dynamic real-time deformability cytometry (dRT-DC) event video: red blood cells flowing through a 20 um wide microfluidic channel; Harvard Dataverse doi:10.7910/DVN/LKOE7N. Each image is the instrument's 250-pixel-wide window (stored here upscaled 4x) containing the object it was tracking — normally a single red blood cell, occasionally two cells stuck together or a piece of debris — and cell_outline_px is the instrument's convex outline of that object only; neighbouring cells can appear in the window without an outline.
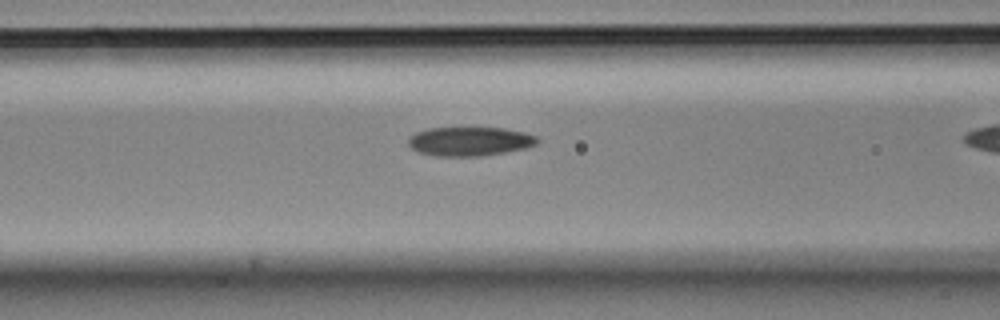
{"species": "Egyptian fruit bat (a non-hibernating species)", "species_latin": "Rousettus aegyptiacus", "temperature_condition": "cold", "stored_images_in_passage": 40, "camera_frame_rate_fps": 3000, "um_per_image_px": 0.085, "animal": {"sex": "male"}, "frame": {"image": 1, "passage_image": 18, "time_ms": 5.667, "image_size_px": [1000, 320], "cell_outline_px": [[540, 140], [536, 144], [524, 148], [504, 152], [480, 156], [436, 156], [420, 152], [412, 148], [408, 144], [408, 140], [416, 132], [428, 128], [504, 128], [524, 132], [536, 136]], "centroid_in_image_um": [39.94, 12.01], "position_along_channel_um": 126.7, "area_um2": 21.62}}
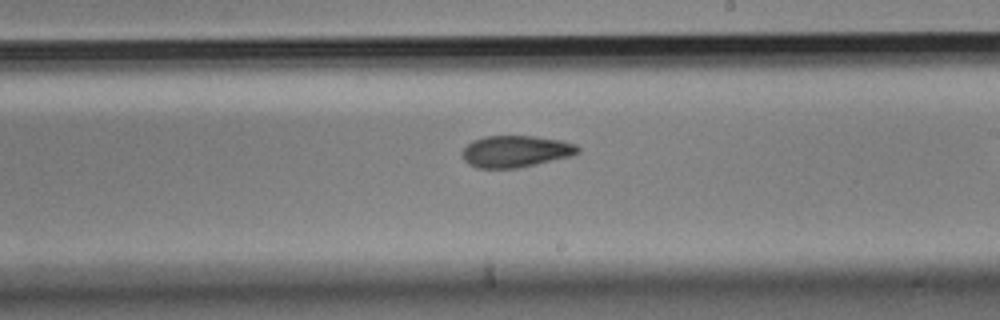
{"frame": {"image": 2, "passage_image": 28, "time_ms": 9.0, "image_size_px": [1000, 320], "cell_outline_px": [[580, 152], [572, 156], [536, 164], [516, 168], [476, 168], [468, 164], [464, 160], [464, 148], [472, 140], [484, 136], [536, 136], [560, 140], [576, 144], [580, 148]], "centroid_in_image_um": [43.86, 12.86], "position_along_channel_um": 245.1, "area_um2": 21.39}}
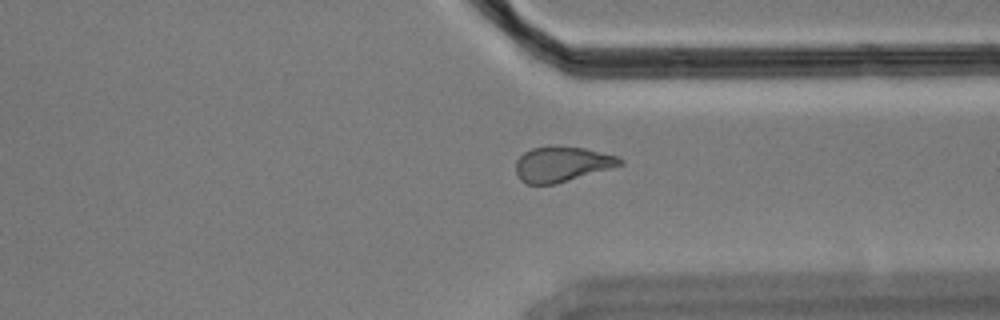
{"frame": {"image": 3, "passage_image": 38, "time_ms": 12.333, "image_size_px": [1000, 320], "cell_outline_px": [[624, 164], [556, 184], [528, 184], [520, 180], [516, 172], [516, 160], [524, 152], [532, 148], [552, 144], [584, 148], [620, 156], [624, 160]], "centroid_in_image_um": [47.77, 13.92], "position_along_channel_um": 363.6, "area_um2": 21.68}}